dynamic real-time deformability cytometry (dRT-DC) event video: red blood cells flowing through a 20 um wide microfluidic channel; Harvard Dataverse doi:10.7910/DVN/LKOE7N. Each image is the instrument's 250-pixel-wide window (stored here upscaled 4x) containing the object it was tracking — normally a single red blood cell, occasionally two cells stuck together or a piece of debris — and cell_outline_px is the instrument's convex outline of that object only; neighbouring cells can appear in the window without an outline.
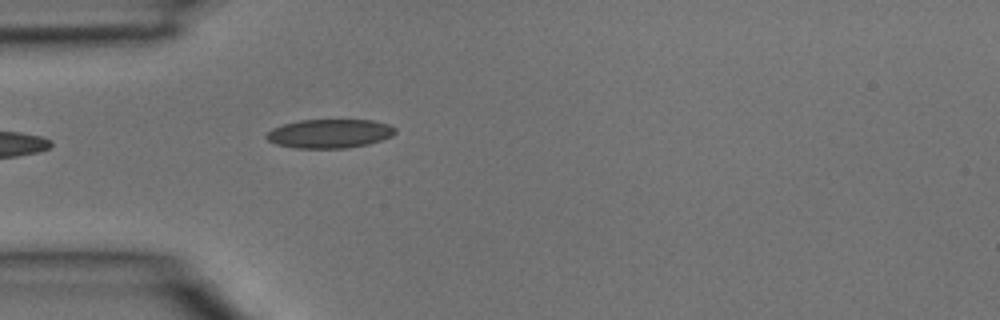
{"species": "common noctule bat (a hibernating species)", "species_latin": "Nyctalus noctula", "temperature_condition": "room temperature", "stored_images_in_passage": 1, "camera_frame_rate_fps": 3000, "um_per_image_px": 0.085, "animal": {"sex": "male", "body_mass_g": 15.6}, "frame": {"image": 1, "passage_image": 1, "time_ms": 0.0, "image_size_px": [1000, 320], "cell_outline_px": [[396, 132], [392, 136], [368, 144], [344, 148], [296, 148], [276, 144], [268, 140], [264, 136], [272, 128], [284, 124], [300, 120], [372, 120], [388, 124], [396, 128]], "centroid_in_image_um": [28.01, 11.35], "position_along_channel_um": 57.0, "area_um2": 21.62}}